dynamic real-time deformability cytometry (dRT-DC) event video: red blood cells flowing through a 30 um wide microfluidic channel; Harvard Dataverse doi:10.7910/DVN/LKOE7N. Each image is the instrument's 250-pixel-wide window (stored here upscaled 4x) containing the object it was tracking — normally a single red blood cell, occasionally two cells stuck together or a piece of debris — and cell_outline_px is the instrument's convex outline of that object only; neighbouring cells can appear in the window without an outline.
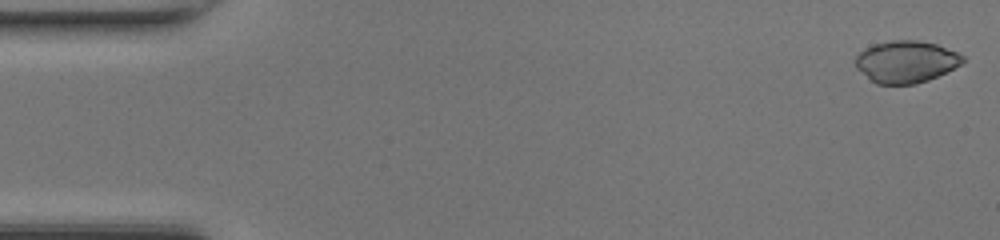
{"species": "common noctule bat (a hibernating species)", "species_latin": "Nyctalus noctula", "temperature_condition": "room temperature", "stored_images_in_passage": 48, "camera_frame_rate_fps": 3000, "um_per_image_px": 0.085, "animal": {"sex": "female", "body_mass_g": 17.0, "forearm_length_mm": 48.0}, "frame": {"image": 1, "passage_image": 1, "time_ms": 0.0, "image_size_px": [1000, 240], "cell_outline_px": [[964, 60], [960, 64], [928, 80], [916, 84], [876, 84], [856, 68], [856, 56], [864, 48], [872, 44], [892, 40], [916, 40], [936, 44], [956, 52], [964, 56]], "centroid_in_image_um": [76.97, 5.24], "position_along_channel_um": 8.0, "area_um2": 26.01}}
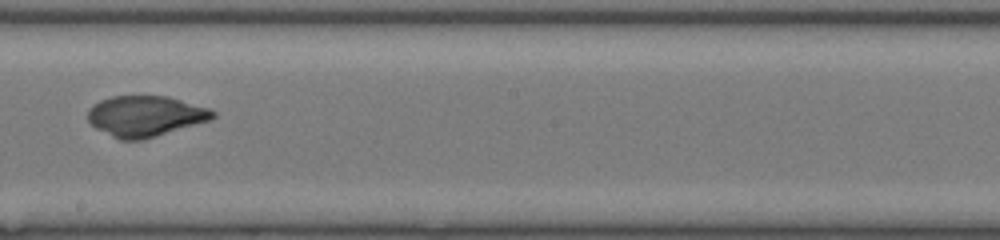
{"frame": {"image": 2, "passage_image": 27, "time_ms": 8.667, "image_size_px": [1000, 240], "cell_outline_px": [[216, 116], [208, 120], [156, 136], [140, 140], [120, 140], [96, 128], [88, 120], [88, 108], [92, 104], [100, 100], [112, 96], [168, 96], [208, 108], [216, 112]], "centroid_in_image_um": [12.32, 9.86], "position_along_channel_um": 235.9, "area_um2": 29.36}}
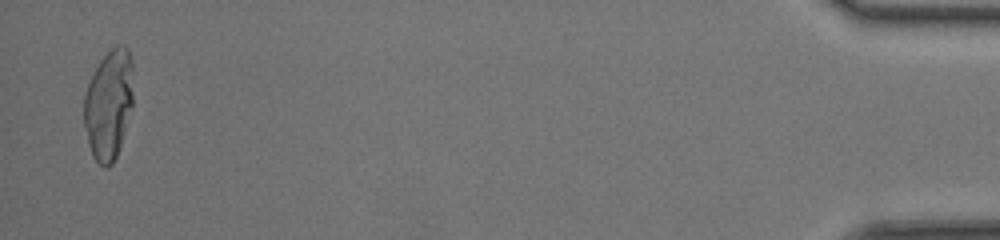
{"frame": {"image": 3, "passage_image": 47, "time_ms": 15.333, "image_size_px": [1000, 240], "cell_outline_px": [[132, 104], [120, 144], [116, 156], [112, 164], [104, 168], [92, 156], [88, 144], [84, 124], [84, 96], [88, 84], [100, 60], [116, 44], [124, 44], [128, 48], [132, 60]], "centroid_in_image_um": [9.23, 8.85], "position_along_channel_um": 426.0, "area_um2": 31.27}}